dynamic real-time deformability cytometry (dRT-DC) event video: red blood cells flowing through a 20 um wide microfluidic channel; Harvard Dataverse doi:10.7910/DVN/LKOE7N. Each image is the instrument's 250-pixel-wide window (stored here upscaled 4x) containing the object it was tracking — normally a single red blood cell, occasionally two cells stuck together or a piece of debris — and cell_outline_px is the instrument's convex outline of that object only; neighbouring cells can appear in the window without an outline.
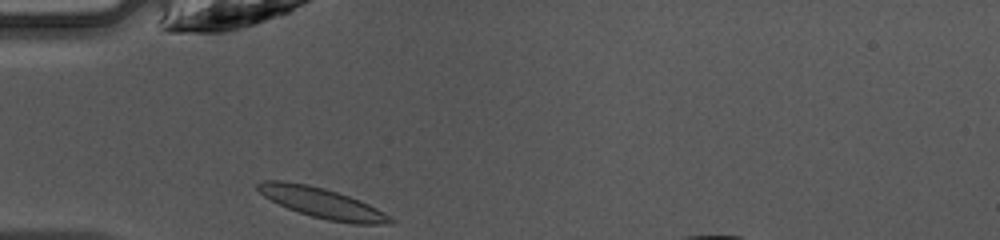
{"species": "common noctule bat (a hibernating species)", "species_latin": "Nyctalus noctula", "temperature_condition": "warm", "stored_images_in_passage": 27, "camera_frame_rate_fps": 3000, "um_per_image_px": 0.085, "animal": {"sex": "female", "body_mass_g": 10.0, "forearm_length_mm": 53.1}, "frame": {"image": 1, "passage_image": 1, "time_ms": 0.0, "image_size_px": [1000, 240], "cell_outline_px": [[396, 224], [352, 224], [328, 220], [312, 216], [288, 208], [264, 196], [256, 188], [256, 184], [260, 180], [284, 180], [308, 184], [324, 188], [360, 200], [384, 212], [396, 220]], "centroid_in_image_um": [27.4, 17.25], "position_along_channel_um": 57.6, "area_um2": 23.35}}
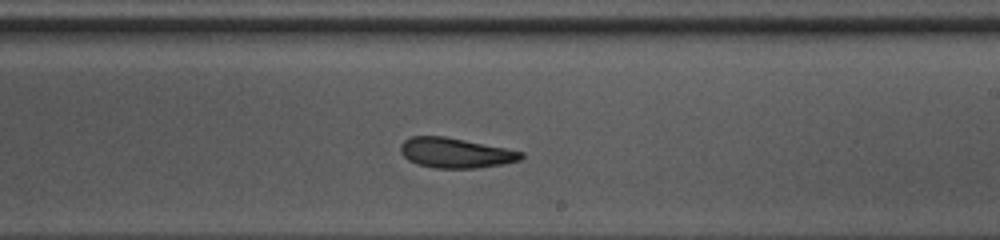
{"frame": {"image": 2, "passage_image": 15, "time_ms": 4.667, "image_size_px": [1000, 240], "cell_outline_px": [[524, 156], [520, 160], [504, 164], [480, 168], [436, 168], [416, 164], [408, 160], [400, 152], [400, 144], [404, 140], [412, 136], [444, 136], [524, 152]], "centroid_in_image_um": [38.7, 13.0], "position_along_channel_um": 250.3, "area_um2": 21.1}}
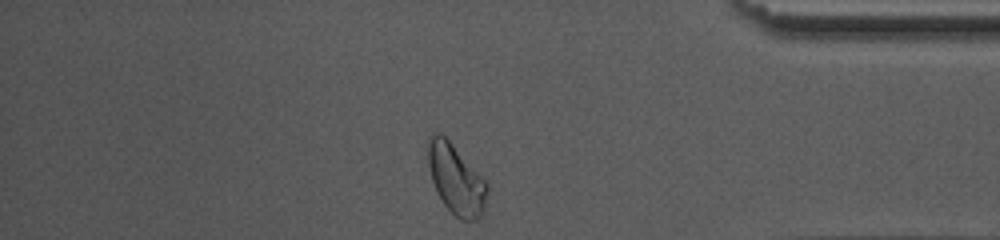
{"frame": {"image": 3, "passage_image": 27, "time_ms": 8.667, "image_size_px": [1000, 240], "cell_outline_px": [[488, 192], [484, 216], [476, 220], [460, 220], [444, 204], [436, 192], [428, 168], [428, 136], [432, 132], [440, 132], [452, 144], [488, 184]], "centroid_in_image_um": [38.76, 15.26], "position_along_channel_um": 396.4, "area_um2": 24.16}, "authors_computed_cell_mechanics": {"area_um2": 21.5016, "velocity_mm_per_s": 4.2288, "shape_relaxation_time_tau1_ms": 2.0402, "shape_relaxation_time_tau2_ms": 2.9704, "deformation_change_tau1": 0.112, "deformation_change_tau2": 0.083}}